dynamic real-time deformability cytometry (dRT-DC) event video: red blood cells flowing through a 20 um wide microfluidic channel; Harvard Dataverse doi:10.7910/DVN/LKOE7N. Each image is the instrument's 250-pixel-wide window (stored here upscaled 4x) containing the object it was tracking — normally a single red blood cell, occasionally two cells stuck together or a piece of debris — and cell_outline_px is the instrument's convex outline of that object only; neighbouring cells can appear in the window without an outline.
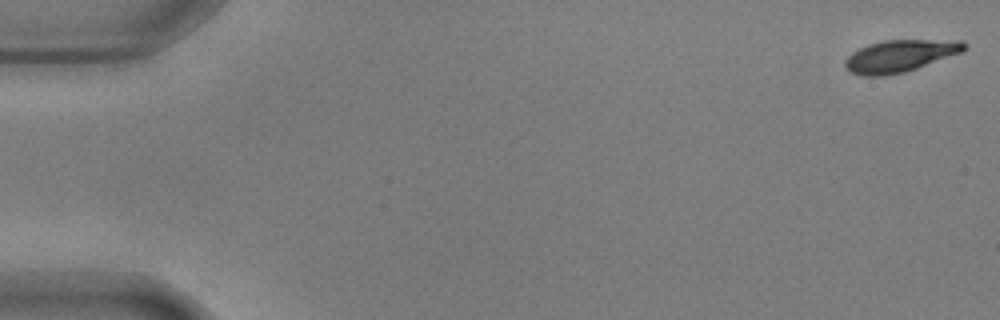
{"species": "common noctule bat (a hibernating species)", "species_latin": "Nyctalus noctula", "temperature_condition": "warm", "stored_images_in_passage": 9, "camera_frame_rate_fps": 3000, "um_per_image_px": 0.085, "animal": {"sex": "male", "body_mass_g": 17.9, "forearm_length_mm": 54.2}, "frame": {"image": 1, "passage_image": 1, "time_ms": 0.0, "image_size_px": [1000, 320], "cell_outline_px": [[968, 48], [964, 52], [904, 72], [884, 76], [860, 76], [848, 72], [844, 68], [844, 60], [852, 52], [868, 44], [884, 40], [964, 40], [968, 44]], "centroid_in_image_um": [76.51, 4.75], "position_along_channel_um": 8.5, "area_um2": 22.66}}